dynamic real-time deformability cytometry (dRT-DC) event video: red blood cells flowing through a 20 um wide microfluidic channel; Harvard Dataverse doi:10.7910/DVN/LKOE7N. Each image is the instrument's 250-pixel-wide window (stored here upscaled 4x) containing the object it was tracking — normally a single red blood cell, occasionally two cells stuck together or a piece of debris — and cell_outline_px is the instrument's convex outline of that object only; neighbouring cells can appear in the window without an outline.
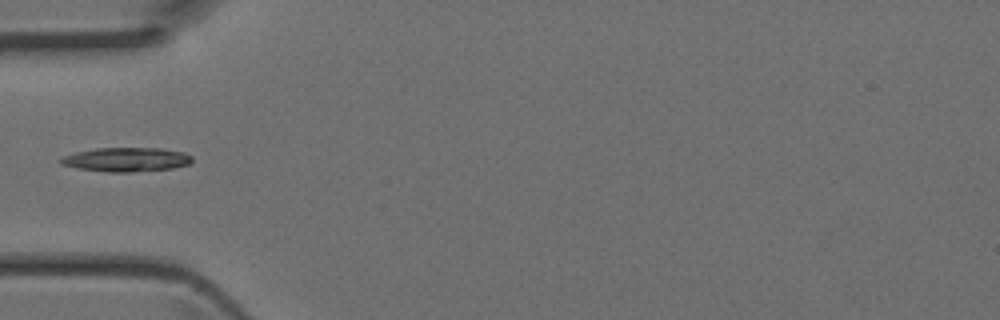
{"species": "Egyptian fruit bat (a non-hibernating species)", "species_latin": "Rousettus aegyptiacus", "temperature_condition": "room temperature", "stored_images_in_passage": 30, "camera_frame_rate_fps": 3000, "um_per_image_px": 0.085, "animal": {"sex": "female"}, "frame": {"image": 1, "passage_image": 1, "time_ms": 0.0, "image_size_px": [1000, 320], "cell_outline_px": [[192, 160], [188, 164], [172, 168], [132, 172], [108, 172], [76, 168], [64, 164], [60, 160], [60, 156], [76, 152], [96, 148], [160, 148], [184, 152], [192, 156]], "centroid_in_image_um": [10.73, 13.55], "position_along_channel_um": 74.3, "area_um2": 18.38}}
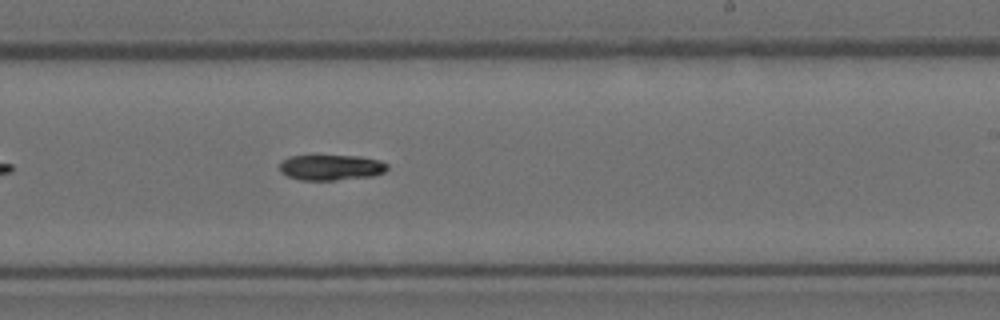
{"frame": {"image": 2, "passage_image": 13, "time_ms": 4.0, "image_size_px": [1000, 320], "cell_outline_px": [[388, 168], [384, 172], [372, 176], [336, 180], [300, 180], [288, 176], [280, 172], [280, 160], [288, 156], [360, 156], [380, 160], [388, 164]], "centroid_in_image_um": [28.13, 14.23], "position_along_channel_um": 260.9, "area_um2": 16.13}}
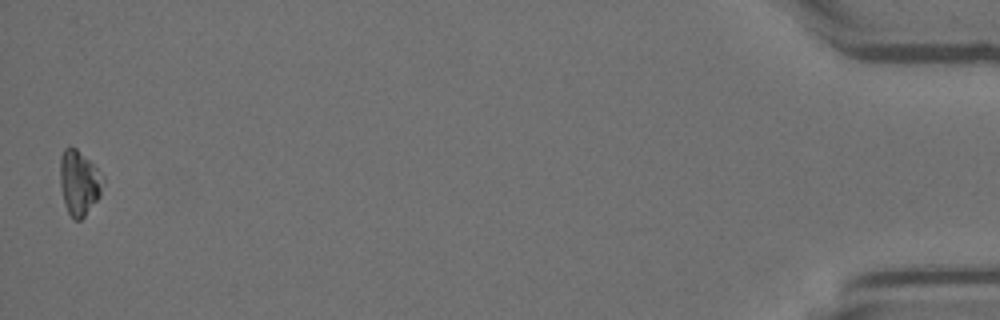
{"frame": {"image": 3, "passage_image": 30, "time_ms": 9.667, "image_size_px": [1000, 320], "cell_outline_px": [[104, 180], [100, 196], [84, 216], [80, 220], [76, 220], [68, 212], [64, 204], [60, 184], [60, 156], [64, 148], [76, 148], [104, 176]], "centroid_in_image_um": [6.72, 15.53], "position_along_channel_um": 428.5, "area_um2": 16.01}}